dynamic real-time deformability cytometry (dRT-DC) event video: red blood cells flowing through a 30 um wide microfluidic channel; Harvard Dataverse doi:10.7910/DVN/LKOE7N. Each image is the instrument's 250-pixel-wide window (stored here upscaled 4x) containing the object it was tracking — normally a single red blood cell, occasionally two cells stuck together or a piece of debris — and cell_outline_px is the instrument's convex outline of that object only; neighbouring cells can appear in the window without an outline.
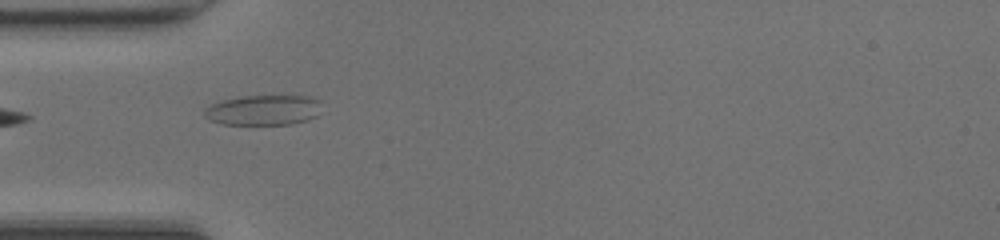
{"species": "common noctule bat (a hibernating species)", "species_latin": "Nyctalus noctula", "temperature_condition": "room temperature", "stored_images_in_passage": 5, "camera_frame_rate_fps": 3000, "um_per_image_px": 0.085, "animal": {"sex": "female", "body_mass_g": 20.0, "forearm_length_mm": 54.0}, "frame": {"image": 1, "passage_image": 1, "time_ms": 0.0, "image_size_px": [1000, 240], "cell_outline_px": [[320, 100], [316, 116], [308, 120], [292, 124], [224, 124], [208, 120], [204, 116], [204, 108], [212, 104], [224, 100], [240, 96], [292, 92], [316, 96]], "centroid_in_image_um": [22.46, 9.29], "position_along_channel_um": 62.5, "area_um2": 21.73}}